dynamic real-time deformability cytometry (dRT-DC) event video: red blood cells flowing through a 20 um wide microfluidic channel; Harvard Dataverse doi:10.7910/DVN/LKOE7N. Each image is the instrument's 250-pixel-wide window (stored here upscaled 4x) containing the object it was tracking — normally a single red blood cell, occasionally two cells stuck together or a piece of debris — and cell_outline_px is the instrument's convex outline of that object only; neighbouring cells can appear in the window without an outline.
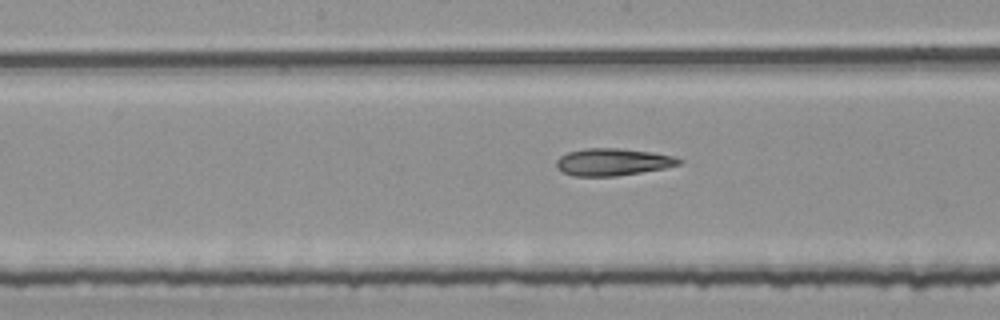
{"species": "common noctule bat (a hibernating species)", "species_latin": "Nyctalus noctula", "temperature_condition": "room temperature", "stored_images_in_passage": 55, "segment_of_instrument_passage": [2, 2], "camera_frame_rate_fps": 3000, "um_per_image_px": 0.085, "animal": {"sex": "female", "body_mass_g": 25.1}, "frame": {"image": 1, "passage_image": 28, "time_ms": 9.0, "image_size_px": [1000, 320], "cell_outline_px": [[684, 160], [680, 164], [664, 168], [616, 176], [572, 176], [556, 168], [556, 160], [560, 156], [568, 152], [584, 148], [620, 148], [652, 152], [672, 156]], "centroid_in_image_um": [52.06, 13.76], "position_along_channel_um": 196.1, "area_um2": 19.42}}
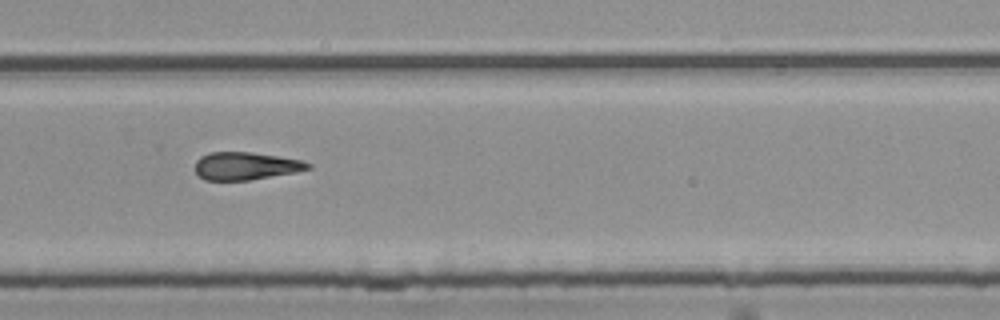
{"frame": {"image": 2, "passage_image": 37, "time_ms": 12.0, "image_size_px": [1000, 320], "cell_outline_px": [[312, 168], [296, 172], [252, 180], [204, 180], [196, 172], [196, 160], [200, 156], [208, 152], [252, 152], [300, 160], [312, 164]], "centroid_in_image_um": [20.88, 14.11], "position_along_channel_um": 308.9, "area_um2": 18.26}}
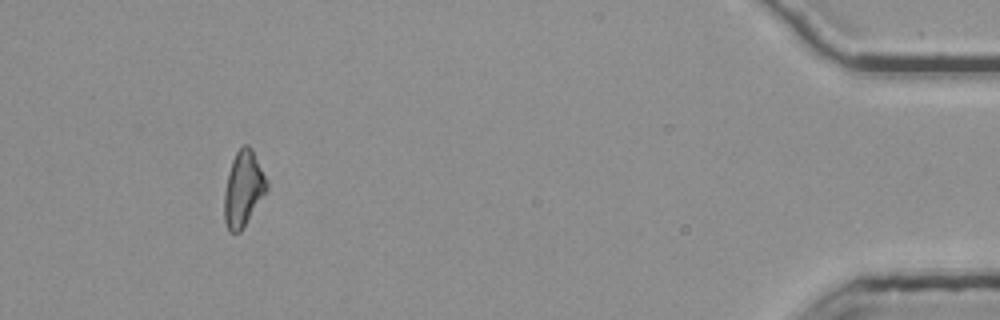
{"frame": {"image": 3, "passage_image": 51, "time_ms": 16.667, "image_size_px": [1000, 320], "cell_outline_px": [[268, 188], [244, 228], [240, 232], [228, 232], [224, 220], [224, 192], [228, 172], [232, 160], [236, 152], [244, 144], [248, 144], [252, 148], [268, 180]], "centroid_in_image_um": [20.68, 16.05], "position_along_channel_um": 414.5, "area_um2": 18.9}}